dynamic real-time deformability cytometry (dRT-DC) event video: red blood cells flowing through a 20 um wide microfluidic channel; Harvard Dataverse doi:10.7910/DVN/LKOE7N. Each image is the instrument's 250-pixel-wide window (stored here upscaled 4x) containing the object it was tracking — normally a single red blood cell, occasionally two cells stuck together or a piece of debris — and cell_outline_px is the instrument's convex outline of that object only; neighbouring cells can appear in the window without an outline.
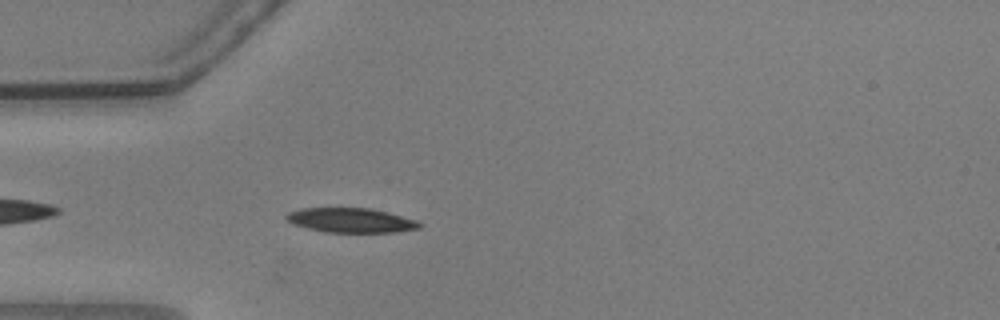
{"species": "common noctule bat (a hibernating species)", "species_latin": "Nyctalus noctula", "temperature_condition": "warm", "stored_images_in_passage": 38, "camera_frame_rate_fps": 3000, "um_per_image_px": 0.085, "animal": {"sex": "male", "body_mass_g": 20.5, "forearm_length_mm": 52.5}, "frame": {"image": 1, "passage_image": 4, "time_ms": 1.0, "image_size_px": [1000, 320], "cell_outline_px": [[424, 224], [420, 228], [396, 232], [324, 232], [292, 224], [284, 216], [288, 212], [300, 208], [372, 208], [388, 212], [416, 220]], "centroid_in_image_um": [29.83, 18.72], "position_along_channel_um": 55.2, "area_um2": 19.13}}
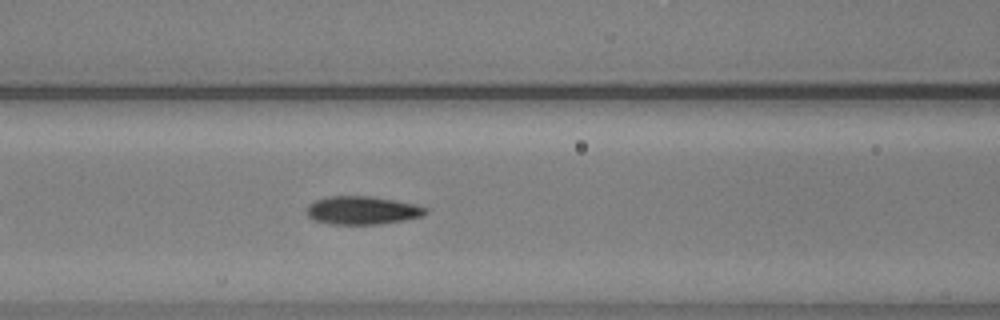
{"frame": {"image": 2, "passage_image": 11, "time_ms": 3.333, "image_size_px": [1000, 320], "cell_outline_px": [[428, 212], [424, 216], [404, 220], [380, 224], [332, 224], [316, 220], [308, 216], [308, 204], [316, 200], [328, 196], [372, 196], [396, 200], [416, 204], [428, 208]], "centroid_in_image_um": [30.86, 17.87], "position_along_channel_um": 135.7, "area_um2": 19.59}}
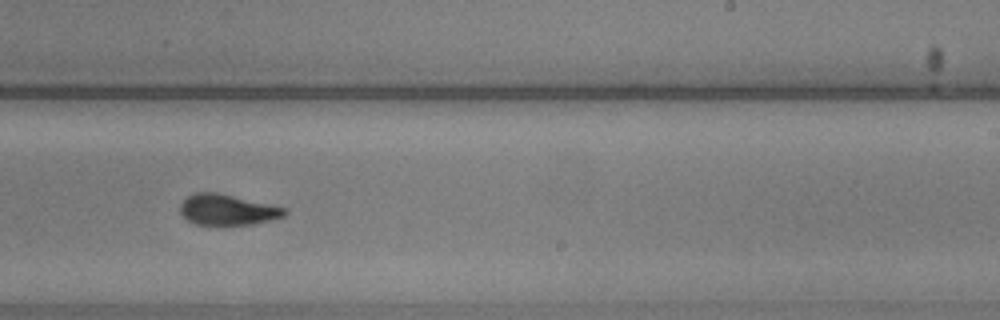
{"frame": {"image": 3, "passage_image": 22, "time_ms": 7.0, "image_size_px": [1000, 320], "cell_outline_px": [[288, 212], [284, 216], [252, 224], [216, 228], [196, 224], [188, 220], [180, 212], [180, 204], [188, 196], [196, 192], [216, 192], [288, 208]], "centroid_in_image_um": [19.32, 17.87], "position_along_channel_um": 269.7, "area_um2": 19.25}, "authors_computed_cell_mechanics": {"area_um2": 19.4786, "velocity_mm_per_s": 3.6569, "shape_relaxation_time_tau1_ms": 4.0496, "shape_relaxation_time_tau2_ms": 1.8121, "deformation_change_tau1": 0.1893, "deformation_change_tau2": 0.0872}}